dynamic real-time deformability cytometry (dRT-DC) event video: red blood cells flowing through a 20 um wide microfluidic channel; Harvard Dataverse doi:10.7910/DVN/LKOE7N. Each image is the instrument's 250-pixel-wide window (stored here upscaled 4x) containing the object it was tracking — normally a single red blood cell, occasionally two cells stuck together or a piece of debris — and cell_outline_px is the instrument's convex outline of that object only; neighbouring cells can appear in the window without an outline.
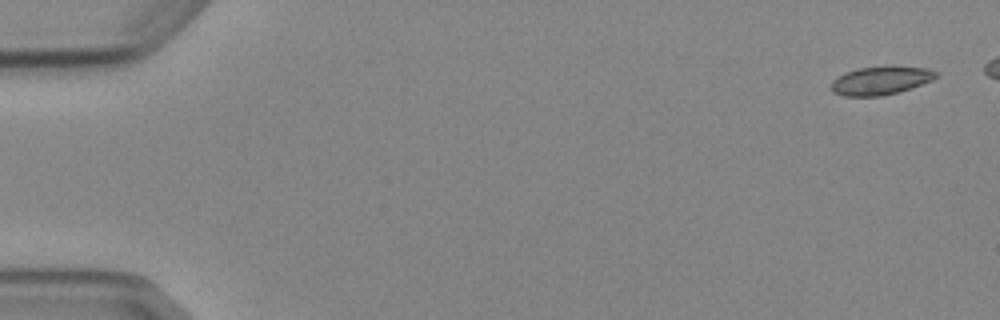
{"species": "Egyptian fruit bat (a non-hibernating species)", "species_latin": "Rousettus aegyptiacus", "temperature_condition": "cold", "stored_images_in_passage": 5, "camera_frame_rate_fps": 3000, "um_per_image_px": 0.085, "animal": {"sex": "female"}, "frame": {"image": 1, "passage_image": 1, "time_ms": 0.0, "image_size_px": [1000, 320], "cell_outline_px": [[940, 76], [932, 80], [900, 92], [880, 96], [844, 96], [832, 92], [832, 80], [836, 76], [844, 72], [860, 68], [892, 64], [928, 68], [940, 72]], "centroid_in_image_um": [74.91, 6.81], "position_along_channel_um": 10.1, "area_um2": 17.98}}